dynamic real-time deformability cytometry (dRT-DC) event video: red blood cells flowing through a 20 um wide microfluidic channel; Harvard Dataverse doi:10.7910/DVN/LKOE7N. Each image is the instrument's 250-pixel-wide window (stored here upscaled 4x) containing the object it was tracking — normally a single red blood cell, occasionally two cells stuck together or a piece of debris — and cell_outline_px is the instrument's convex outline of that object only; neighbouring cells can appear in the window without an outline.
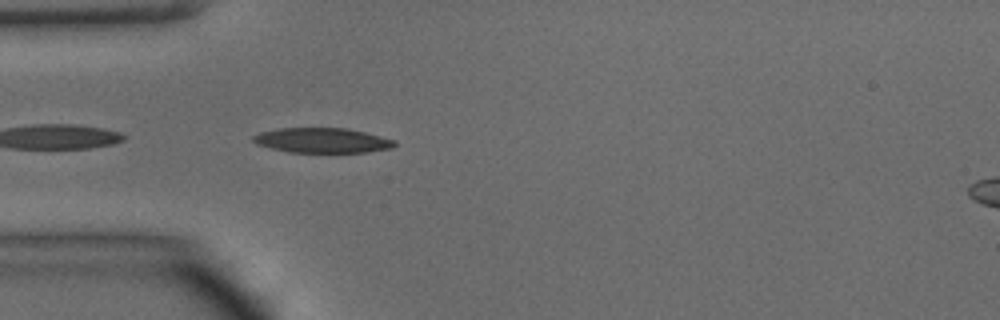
{"species": "common noctule bat (a hibernating species)", "species_latin": "Nyctalus noctula", "temperature_condition": "warm", "stored_images_in_passage": 8, "camera_frame_rate_fps": 3000, "um_per_image_px": 0.085, "animal": {"sex": "male", "body_mass_g": 15.6}, "frame": {"image": 1, "passage_image": 1, "time_ms": 0.0, "image_size_px": [1000, 320], "cell_outline_px": [[396, 144], [392, 148], [368, 152], [288, 152], [256, 144], [252, 140], [252, 136], [260, 132], [276, 128], [348, 128], [396, 140]], "centroid_in_image_um": [27.38, 11.93], "position_along_channel_um": 57.6, "area_um2": 20.58}}